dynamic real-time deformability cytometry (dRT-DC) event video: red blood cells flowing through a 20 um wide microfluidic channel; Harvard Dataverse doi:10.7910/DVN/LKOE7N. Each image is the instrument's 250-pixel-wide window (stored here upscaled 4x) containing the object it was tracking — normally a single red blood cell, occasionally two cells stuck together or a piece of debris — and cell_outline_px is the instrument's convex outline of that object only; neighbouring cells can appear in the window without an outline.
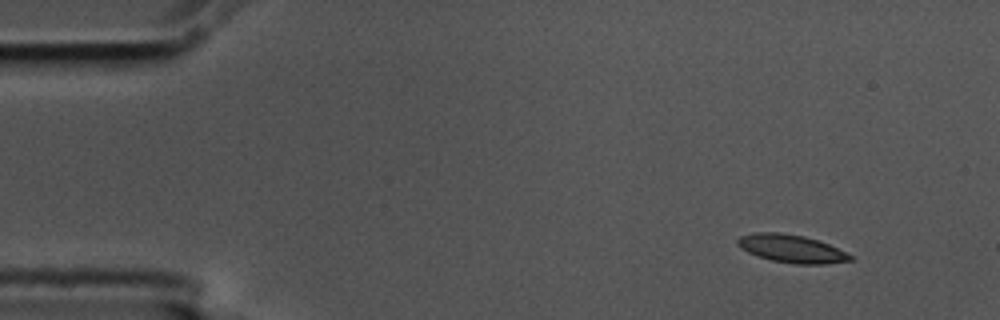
{"species": "common noctule bat (a hibernating species)", "species_latin": "Nyctalus noctula", "temperature_condition": "cold", "stored_images_in_passage": 8, "camera_frame_rate_fps": 3000, "um_per_image_px": 0.085, "animal": {"sex": "male", "body_mass_g": 17.5, "forearm_length_mm": 52.3}, "frame": {"image": 1, "passage_image": 2, "time_ms": 0.333, "image_size_px": [1000, 320], "cell_outline_px": [[852, 260], [824, 264], [796, 264], [772, 260], [756, 256], [740, 248], [736, 244], [736, 240], [740, 236], [756, 232], [776, 232], [804, 236], [828, 244], [852, 256]], "centroid_in_image_um": [67.21, 21.13], "position_along_channel_um": 17.8, "area_um2": 18.15}}
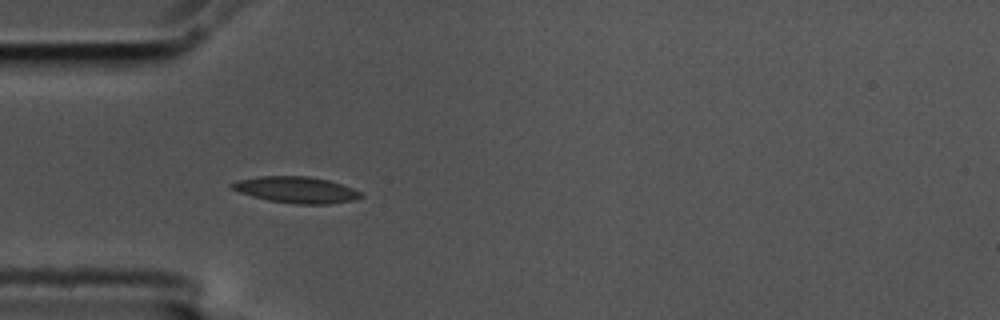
{"frame": {"image": 2, "passage_image": 5, "time_ms": 1.333, "image_size_px": [1000, 320], "cell_outline_px": [[364, 196], [352, 200], [328, 204], [296, 204], [268, 200], [252, 196], [228, 188], [228, 184], [236, 180], [260, 176], [308, 176], [328, 180], [352, 188], [360, 192]], "centroid_in_image_um": [25.11, 16.13], "position_along_channel_um": 59.9, "area_um2": 19.77}}
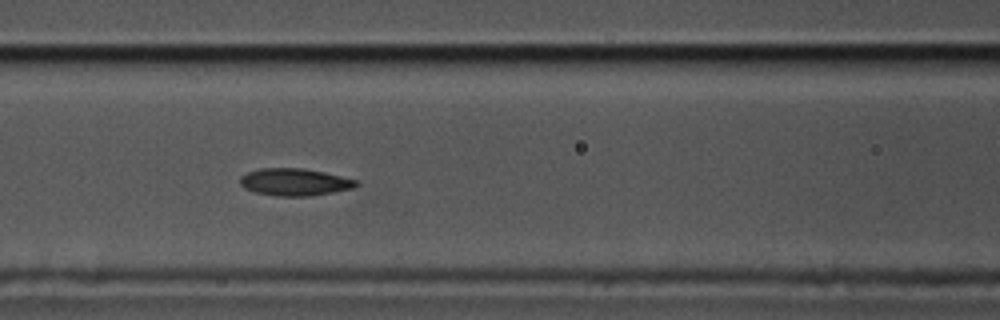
{"frame": {"image": 3, "passage_image": 7, "time_ms": 2.0, "image_size_px": [1000, 320], "cell_outline_px": [[360, 184], [352, 188], [332, 192], [308, 196], [276, 196], [256, 192], [244, 188], [240, 184], [240, 176], [248, 172], [260, 168], [304, 168], [324, 172], [360, 180]], "centroid_in_image_um": [25.06, 15.46], "position_along_channel_um": 141.5, "area_um2": 18.5}}